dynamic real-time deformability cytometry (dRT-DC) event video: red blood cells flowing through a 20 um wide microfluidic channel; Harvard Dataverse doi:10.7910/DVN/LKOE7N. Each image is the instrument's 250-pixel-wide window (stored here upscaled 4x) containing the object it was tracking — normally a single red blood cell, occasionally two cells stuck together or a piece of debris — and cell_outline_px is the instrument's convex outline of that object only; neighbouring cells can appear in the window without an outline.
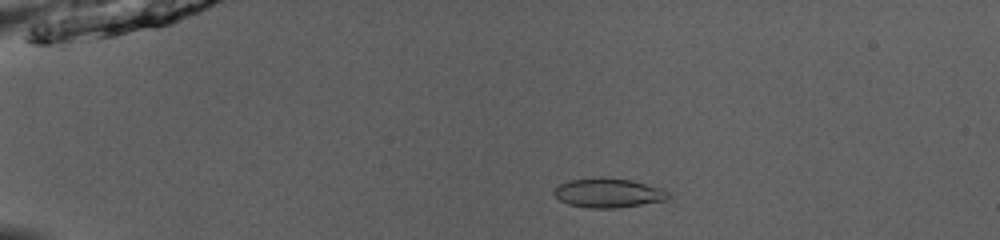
{"species": "common noctule bat (a hibernating species)", "species_latin": "Nyctalus noctula", "temperature_condition": "room temperature", "stored_images_in_passage": 51, "camera_frame_rate_fps": 3000, "um_per_image_px": 0.085, "animal": {"sex": "male", "body_mass_g": 13.0, "forearm_length_mm": 53.1}, "frame": {"image": 1, "passage_image": 11, "time_ms": 3.333, "image_size_px": [1000, 240], "cell_outline_px": [[672, 196], [668, 200], [616, 208], [588, 208], [568, 204], [560, 200], [552, 192], [560, 184], [568, 180], [600, 176], [632, 180], [664, 188]], "centroid_in_image_um": [51.74, 16.38], "position_along_channel_um": 33.3, "area_um2": 19.88}}
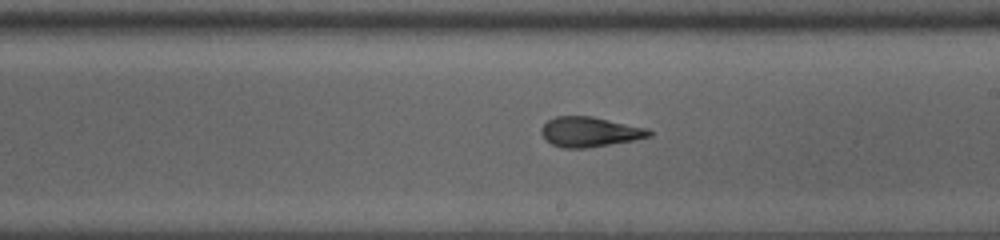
{"frame": {"image": 2, "passage_image": 31, "time_ms": 10.0, "image_size_px": [1000, 240], "cell_outline_px": [[652, 136], [632, 140], [588, 148], [564, 148], [552, 144], [540, 132], [540, 128], [548, 120], [556, 116], [592, 116], [648, 128], [652, 132]], "centroid_in_image_um": [50.13, 11.2], "position_along_channel_um": 238.9, "area_um2": 18.73}}
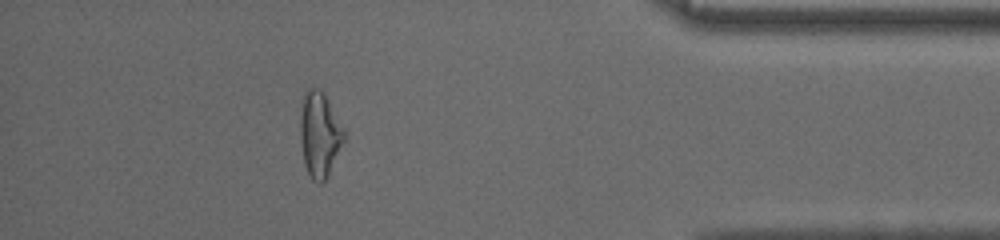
{"frame": {"image": 3, "passage_image": 46, "time_ms": 15.0, "image_size_px": [1000, 240], "cell_outline_px": [[344, 140], [328, 176], [320, 184], [312, 180], [304, 164], [300, 140], [300, 120], [304, 92], [308, 88], [316, 88], [324, 92], [344, 132]], "centroid_in_image_um": [27.14, 11.44], "position_along_channel_um": 408.1, "area_um2": 21.39}, "authors_computed_cell_mechanics": {"area_um2": 19.8832, "velocity_mm_per_s": 4.0156, "shape_relaxation_time_tau1_ms": 6.3586, "shape_relaxation_time_tau2_ms": 1.5121, "deformation_change_tau1": 0.2032, "deformation_change_tau2": 0.0984}}